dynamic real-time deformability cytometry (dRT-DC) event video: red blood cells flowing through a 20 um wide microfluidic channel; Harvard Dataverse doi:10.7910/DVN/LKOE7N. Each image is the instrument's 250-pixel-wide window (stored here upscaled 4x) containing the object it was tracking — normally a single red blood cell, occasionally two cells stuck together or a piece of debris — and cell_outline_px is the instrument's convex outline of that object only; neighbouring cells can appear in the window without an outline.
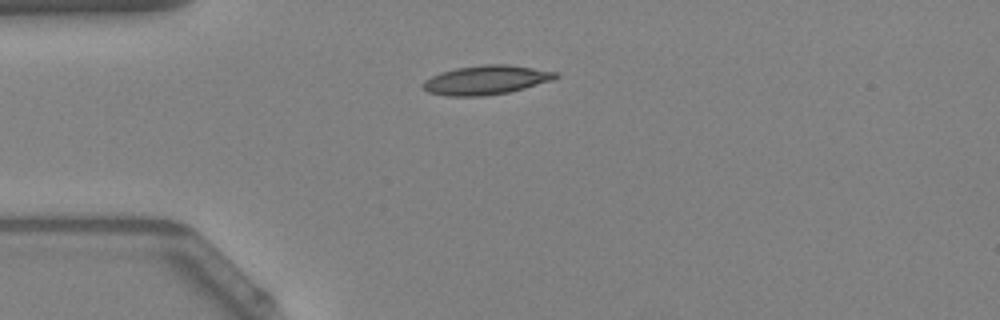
{"species": "Egyptian fruit bat (a non-hibernating species)", "species_latin": "Rousettus aegyptiacus", "temperature_condition": "warm", "stored_images_in_passage": 39, "camera_frame_rate_fps": 3000, "um_per_image_px": 0.085, "animal": {"sex": "female"}, "frame": {"image": 1, "passage_image": 1, "time_ms": 0.0, "image_size_px": [1000, 320], "cell_outline_px": [[560, 76], [552, 80], [524, 88], [508, 92], [484, 96], [448, 96], [428, 92], [420, 84], [424, 80], [440, 72], [456, 68], [484, 64], [508, 64], [556, 72]], "centroid_in_image_um": [41.28, 6.8], "position_along_channel_um": 43.7, "area_um2": 22.43}}
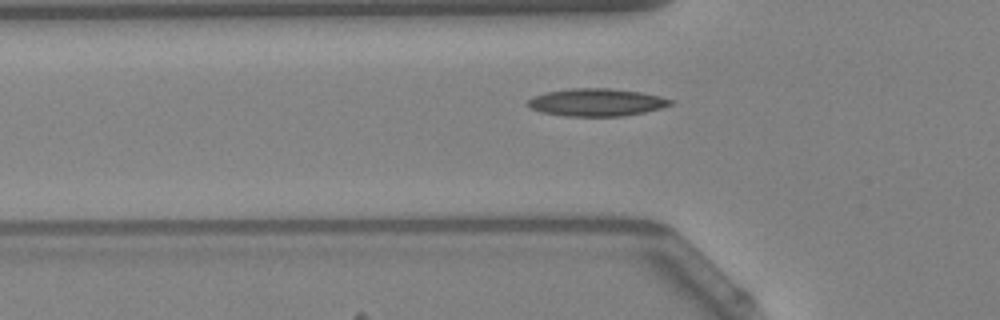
{"frame": {"image": 2, "passage_image": 5, "time_ms": 1.333, "image_size_px": [1000, 320], "cell_outline_px": [[676, 100], [672, 104], [660, 108], [644, 112], [624, 116], [568, 116], [544, 112], [532, 108], [524, 104], [528, 100], [544, 92], [572, 88], [608, 88], [640, 92], [660, 96]], "centroid_in_image_um": [50.73, 8.69], "position_along_channel_um": 75.1, "area_um2": 22.83}}
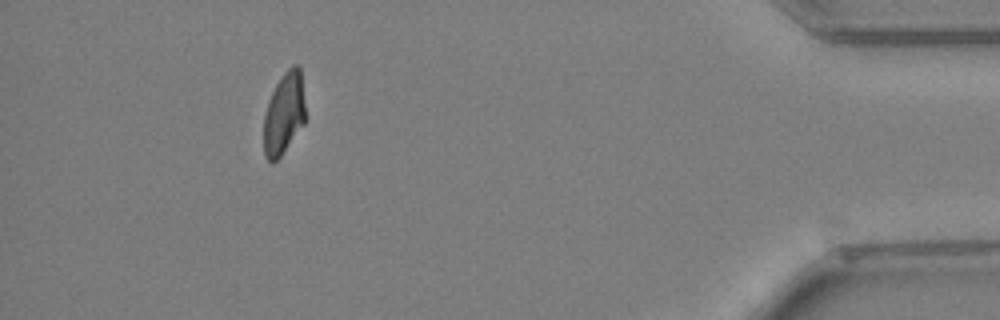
{"frame": {"image": 3, "passage_image": 35, "time_ms": 11.333, "image_size_px": [1000, 320], "cell_outline_px": [[304, 124], [280, 156], [272, 164], [264, 156], [264, 116], [268, 100], [276, 84], [284, 72], [292, 64], [296, 64], [300, 68], [304, 104]], "centroid_in_image_um": [24.12, 9.65], "position_along_channel_um": 411.1, "area_um2": 19.65}, "authors_computed_cell_mechanics": {"area_um2": 21.0392, "velocity_mm_per_s": 3.9457, "shape_relaxation_time_tau1_ms": 10.7886, "shape_relaxation_time_tau2_ms": 3.7714, "deformation_change_tau1": 0.2697, "deformation_change_tau2": 0.1128}}